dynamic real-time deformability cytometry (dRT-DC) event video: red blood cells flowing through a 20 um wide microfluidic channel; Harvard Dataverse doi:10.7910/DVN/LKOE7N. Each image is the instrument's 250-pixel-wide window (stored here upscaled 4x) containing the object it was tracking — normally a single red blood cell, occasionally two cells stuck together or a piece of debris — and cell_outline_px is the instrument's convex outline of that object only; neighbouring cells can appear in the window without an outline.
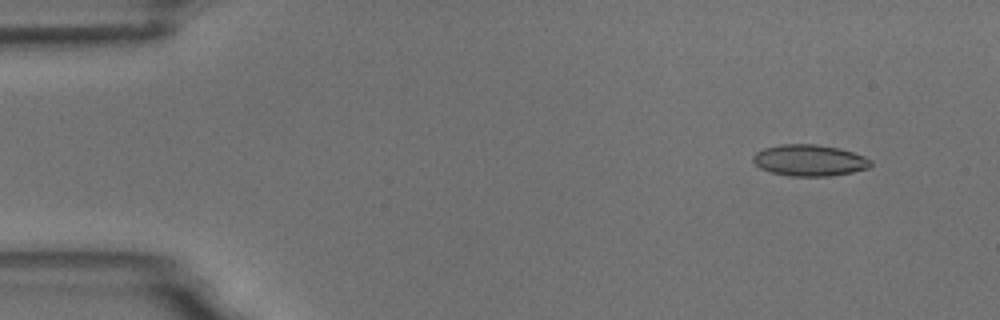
{"species": "common noctule bat (a hibernating species)", "species_latin": "Nyctalus noctula", "temperature_condition": "room temperature", "stored_images_in_passage": 6, "camera_frame_rate_fps": 3000, "um_per_image_px": 0.085, "animal": {"sex": "male", "body_mass_g": 18.8}, "frame": {"image": 1, "passage_image": 2, "time_ms": 1.333, "image_size_px": [1000, 320], "cell_outline_px": [[872, 164], [868, 168], [852, 172], [828, 176], [788, 176], [772, 172], [760, 168], [752, 160], [752, 156], [756, 152], [764, 148], [780, 144], [816, 144], [840, 148], [864, 156], [872, 160]], "centroid_in_image_um": [68.8, 13.62], "position_along_channel_um": 16.2, "area_um2": 21.56}}
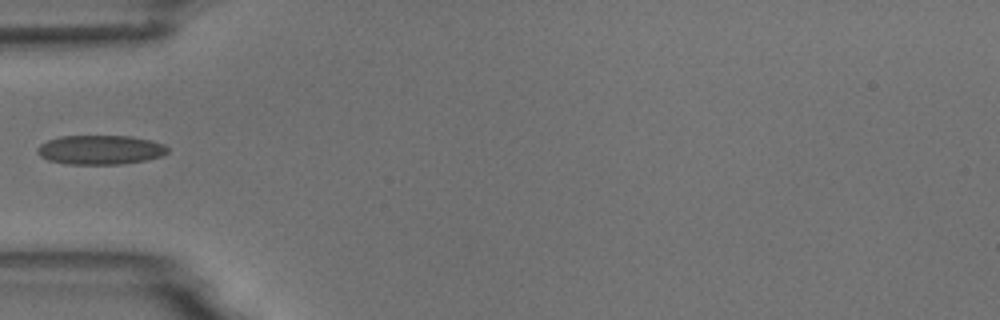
{"frame": {"image": 2, "passage_image": 5, "time_ms": 5.667, "image_size_px": [1000, 320], "cell_outline_px": [[168, 152], [164, 156], [148, 160], [120, 164], [68, 164], [48, 160], [40, 156], [36, 152], [36, 148], [40, 144], [48, 140], [60, 136], [132, 136], [152, 140], [164, 144], [168, 148]], "centroid_in_image_um": [8.55, 12.73], "position_along_channel_um": 76.5, "area_um2": 22.48}}